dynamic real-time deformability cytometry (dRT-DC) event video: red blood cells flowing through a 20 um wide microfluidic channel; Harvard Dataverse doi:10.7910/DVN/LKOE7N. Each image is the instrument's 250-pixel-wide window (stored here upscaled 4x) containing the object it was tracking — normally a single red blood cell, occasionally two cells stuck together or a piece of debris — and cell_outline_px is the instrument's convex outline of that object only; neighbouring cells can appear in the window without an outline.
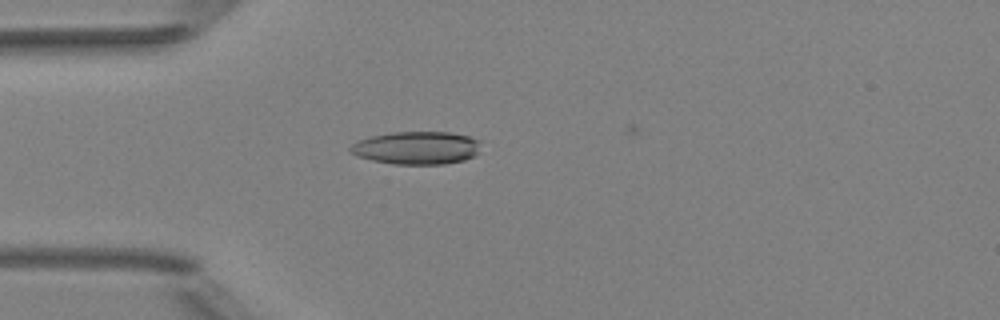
{"species": "Egyptian fruit bat (a non-hibernating species)", "species_latin": "Rousettus aegyptiacus", "temperature_condition": "room temperature", "stored_images_in_passage": 4, "camera_frame_rate_fps": 3000, "um_per_image_px": 0.085, "animal": {"sex": "female"}, "frame": {"image": 1, "passage_image": 4, "time_ms": 1.0, "image_size_px": [1000, 320], "cell_outline_px": [[484, 140], [476, 152], [472, 156], [464, 160], [444, 164], [392, 164], [372, 160], [356, 156], [348, 148], [352, 144], [360, 140], [372, 136], [392, 132], [448, 132], [468, 136]], "centroid_in_image_um": [35.43, 12.56], "position_along_channel_um": 49.6, "area_um2": 25.03}}